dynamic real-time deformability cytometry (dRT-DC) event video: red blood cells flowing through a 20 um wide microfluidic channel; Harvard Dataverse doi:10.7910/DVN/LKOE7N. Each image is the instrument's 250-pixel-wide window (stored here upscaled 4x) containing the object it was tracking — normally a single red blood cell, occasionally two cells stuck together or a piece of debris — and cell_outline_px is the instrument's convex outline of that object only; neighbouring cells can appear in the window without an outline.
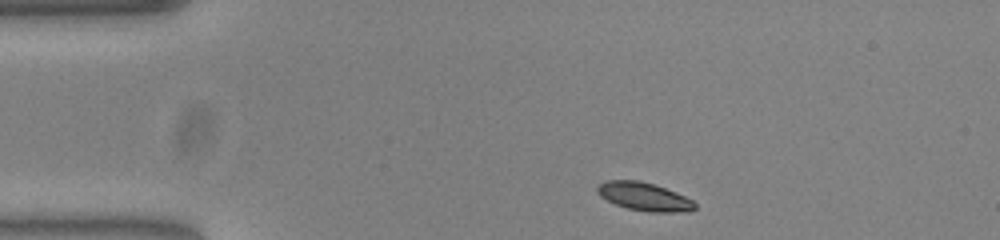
{"species": "common noctule bat (a hibernating species)", "species_latin": "Nyctalus noctula", "temperature_condition": "warm", "stored_images_in_passage": 45, "camera_frame_rate_fps": 3000, "um_per_image_px": 0.085, "animal": {"sex": "female", "body_mass_g": 23.0, "forearm_length_mm": 53.4}, "frame": {"image": 1, "passage_image": 1, "time_ms": 0.0, "image_size_px": [1000, 240], "cell_outline_px": [[696, 208], [688, 212], [648, 212], [628, 208], [616, 204], [600, 196], [596, 192], [596, 188], [604, 180], [640, 180], [676, 192], [692, 200], [696, 204]], "centroid_in_image_um": [54.75, 16.71], "position_along_channel_um": 30.2, "area_um2": 16.01}}
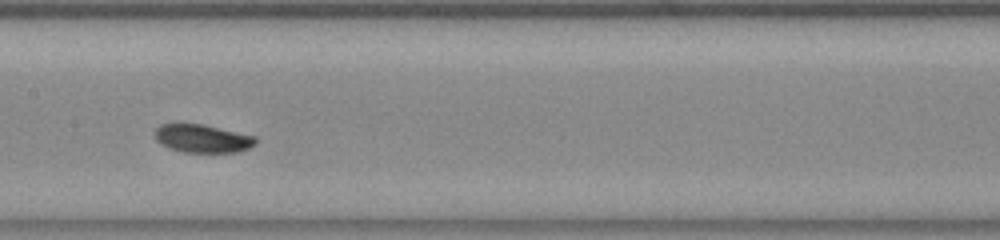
{"frame": {"image": 2, "passage_image": 18, "time_ms": 5.667, "image_size_px": [1000, 240], "cell_outline_px": [[256, 144], [240, 152], [184, 152], [168, 148], [160, 144], [156, 140], [156, 128], [160, 124], [176, 120], [204, 124], [256, 136]], "centroid_in_image_um": [17.16, 11.73], "position_along_channel_um": 190.2, "area_um2": 17.22}}
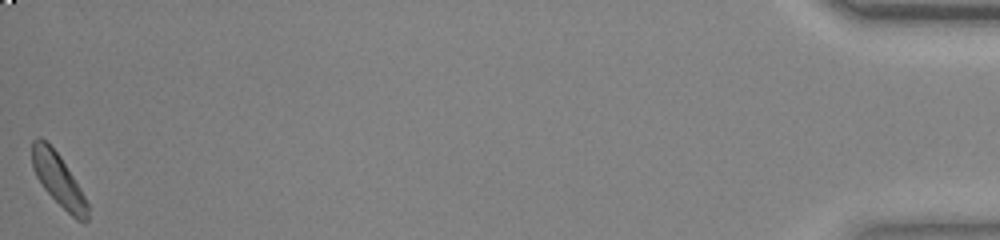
{"frame": {"image": 3, "passage_image": 45, "time_ms": 14.667, "image_size_px": [1000, 240], "cell_outline_px": [[88, 220], [76, 220], [44, 188], [36, 176], [32, 168], [32, 140], [36, 136], [40, 136], [60, 156], [80, 188], [88, 204]], "centroid_in_image_um": [4.93, 15.24], "position_along_channel_um": 430.3, "area_um2": 16.53}, "authors_computed_cell_mechanics": {"area_um2": 17.051, "velocity_mm_per_s": 3.7844, "shape_relaxation_time_tau1_ms": 2.2418, "shape_relaxation_time_tau2_ms": null, "deformation_change_tau1": 0.1034, "deformation_change_tau2": null}}